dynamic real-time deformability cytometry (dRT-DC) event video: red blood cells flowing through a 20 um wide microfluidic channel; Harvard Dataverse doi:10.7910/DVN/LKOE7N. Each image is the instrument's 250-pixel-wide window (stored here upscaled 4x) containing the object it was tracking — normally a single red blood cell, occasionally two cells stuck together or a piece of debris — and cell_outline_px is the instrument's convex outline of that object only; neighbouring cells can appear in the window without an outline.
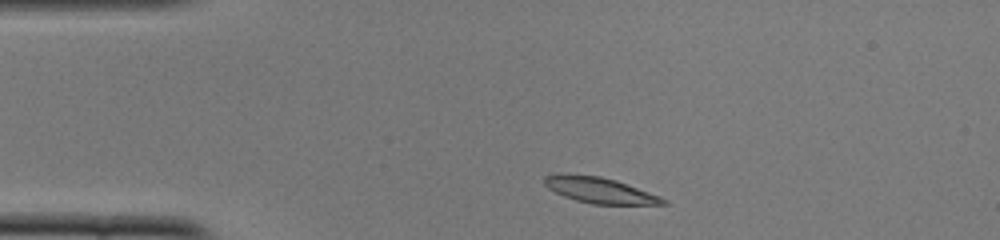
{"species": "common noctule bat (a hibernating species)", "species_latin": "Nyctalus noctula", "temperature_condition": "cold", "stored_images_in_passage": 43, "camera_frame_rate_fps": 3000, "um_per_image_px": 0.085, "animal": {"sex": "female", "body_mass_g": 22.0, "forearm_length_mm": 56.7}, "frame": {"image": 1, "passage_image": 2, "time_ms": 0.333, "image_size_px": [1000, 240], "cell_outline_px": [[668, 204], [592, 204], [576, 200], [564, 196], [548, 188], [544, 184], [544, 176], [560, 172], [600, 176], [616, 180], [660, 196], [668, 200]], "centroid_in_image_um": [50.94, 16.15], "position_along_channel_um": 34.1, "area_um2": 17.92}}
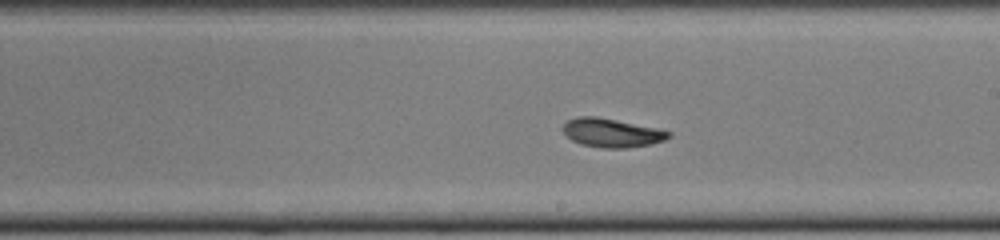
{"frame": {"image": 2, "passage_image": 21, "time_ms": 6.667, "image_size_px": [1000, 240], "cell_outline_px": [[672, 136], [664, 140], [652, 144], [624, 148], [600, 148], [580, 144], [564, 136], [564, 124], [568, 120], [580, 116], [596, 116], [656, 128], [672, 132]], "centroid_in_image_um": [51.99, 11.3], "position_along_channel_um": 237.0, "area_um2": 17.69}}
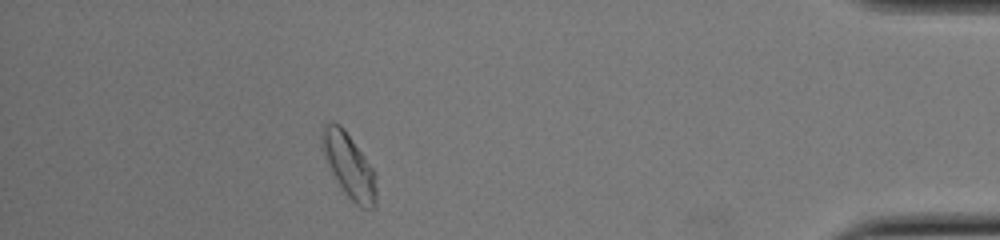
{"frame": {"image": 3, "passage_image": 38, "time_ms": 12.333, "image_size_px": [1000, 240], "cell_outline_px": [[376, 208], [360, 208], [340, 188], [324, 156], [320, 140], [320, 132], [324, 124], [328, 120], [332, 120], [340, 124], [344, 128], [376, 172]], "centroid_in_image_um": [29.65, 14.04], "position_along_channel_um": 405.5, "area_um2": 20.75}, "authors_computed_cell_mechanics": {"area_um2": 17.918, "velocity_mm_per_s": 3.8277, "shape_relaxation_time_tau1_ms": 3.3335, "shape_relaxation_time_tau2_ms": 2.9434, "deformation_change_tau1": 0.1448, "deformation_change_tau2": 0.0733}}